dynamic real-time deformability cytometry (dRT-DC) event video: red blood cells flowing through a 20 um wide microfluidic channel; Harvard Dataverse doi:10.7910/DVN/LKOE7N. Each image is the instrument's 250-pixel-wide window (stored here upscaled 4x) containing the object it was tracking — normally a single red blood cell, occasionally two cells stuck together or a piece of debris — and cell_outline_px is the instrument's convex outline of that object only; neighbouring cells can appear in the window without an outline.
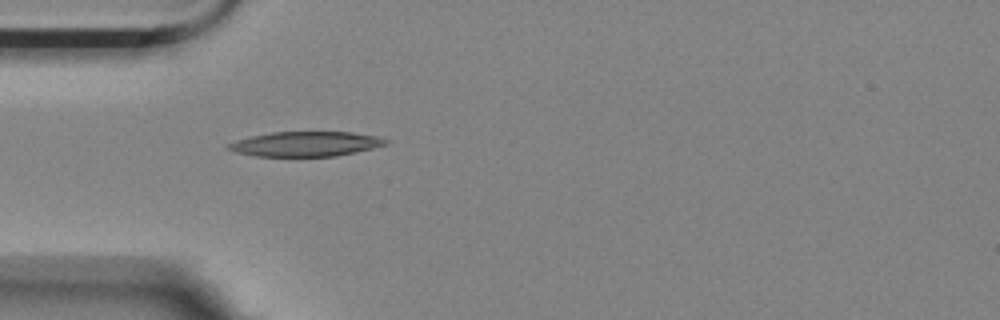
{"species": "Egyptian fruit bat (a non-hibernating species)", "species_latin": "Rousettus aegyptiacus", "temperature_condition": "room temperature", "stored_images_in_passage": 2, "camera_frame_rate_fps": 3000, "um_per_image_px": 0.085, "animal": {"sex": "female"}, "frame": {"image": 1, "passage_image": 2, "time_ms": 0.333, "image_size_px": [1000, 320], "cell_outline_px": [[388, 144], [356, 152], [336, 156], [256, 156], [236, 152], [224, 148], [228, 144], [236, 140], [252, 136], [272, 132], [352, 132], [376, 136], [388, 140]], "centroid_in_image_um": [25.97, 12.23], "position_along_channel_um": 59.0, "area_um2": 22.66}}